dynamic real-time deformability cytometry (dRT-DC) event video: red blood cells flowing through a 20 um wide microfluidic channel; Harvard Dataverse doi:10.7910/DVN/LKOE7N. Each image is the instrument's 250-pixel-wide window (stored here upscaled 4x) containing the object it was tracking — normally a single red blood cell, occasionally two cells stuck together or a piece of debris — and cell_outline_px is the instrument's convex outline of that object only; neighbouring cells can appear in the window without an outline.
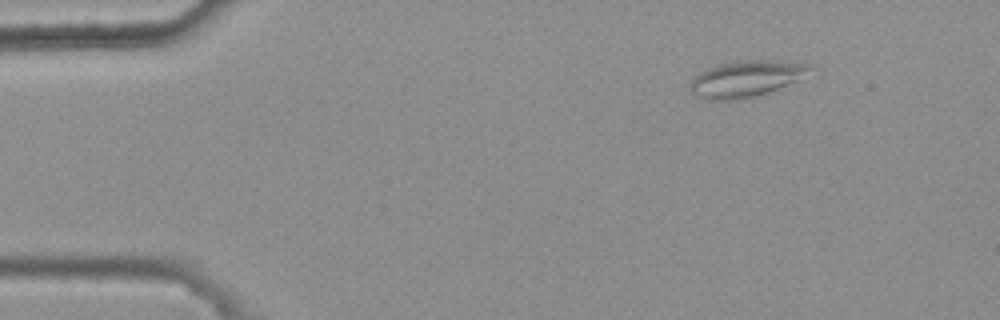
{"species": "common noctule bat (a hibernating species)", "species_latin": "Nyctalus noctula", "temperature_condition": "warm", "stored_images_in_passage": 43, "camera_frame_rate_fps": 3000, "um_per_image_px": 0.085, "animal": {"sex": "female", "body_mass_g": 25.1}, "frame": {"image": 1, "passage_image": 1, "time_ms": 0.0, "image_size_px": [1000, 320], "cell_outline_px": [[816, 68], [796, 80], [768, 92], [756, 96], [732, 100], [708, 100], [696, 96], [688, 88], [688, 84], [700, 72], [708, 68], [720, 64], [740, 60], [780, 60], [812, 64]], "centroid_in_image_um": [63.42, 6.68], "position_along_channel_um": 21.6, "area_um2": 25.32}}
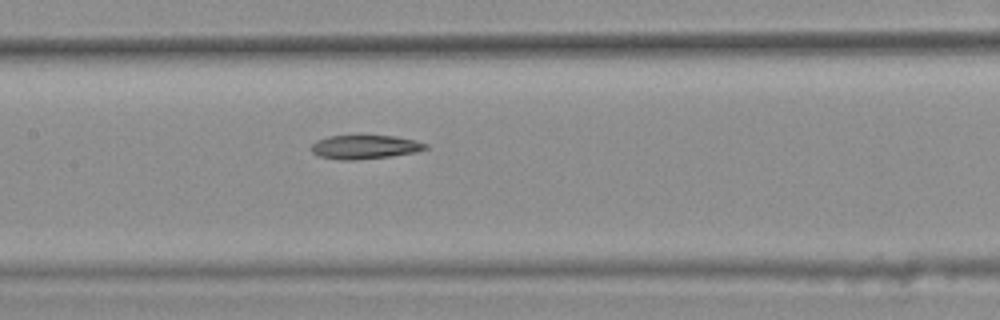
{"frame": {"image": 2, "passage_image": 20, "time_ms": 6.333, "image_size_px": [1000, 320], "cell_outline_px": [[428, 148], [416, 152], [392, 156], [356, 160], [340, 160], [320, 156], [312, 152], [312, 144], [316, 140], [328, 136], [396, 136], [416, 140], [428, 144]], "centroid_in_image_um": [31.04, 12.5], "position_along_channel_um": 176.4, "area_um2": 15.9}}
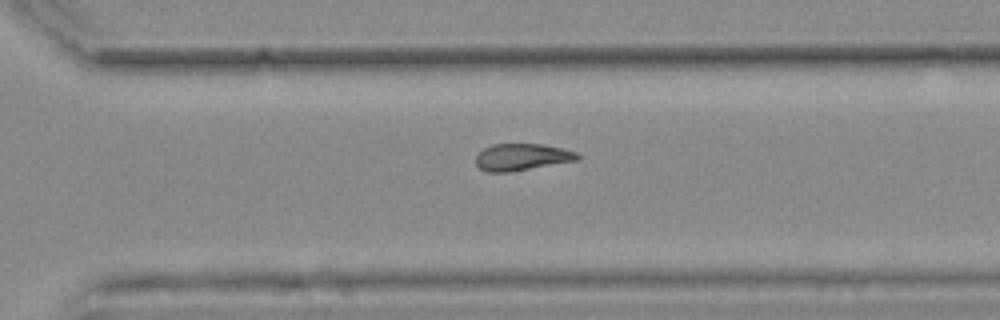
{"frame": {"image": 3, "passage_image": 32, "time_ms": 10.333, "image_size_px": [1000, 320], "cell_outline_px": [[580, 156], [576, 160], [508, 172], [488, 172], [480, 168], [476, 164], [476, 156], [484, 148], [492, 144], [544, 144], [564, 148], [576, 152]], "centroid_in_image_um": [44.35, 13.33], "position_along_channel_um": 326.3, "area_um2": 15.72}}